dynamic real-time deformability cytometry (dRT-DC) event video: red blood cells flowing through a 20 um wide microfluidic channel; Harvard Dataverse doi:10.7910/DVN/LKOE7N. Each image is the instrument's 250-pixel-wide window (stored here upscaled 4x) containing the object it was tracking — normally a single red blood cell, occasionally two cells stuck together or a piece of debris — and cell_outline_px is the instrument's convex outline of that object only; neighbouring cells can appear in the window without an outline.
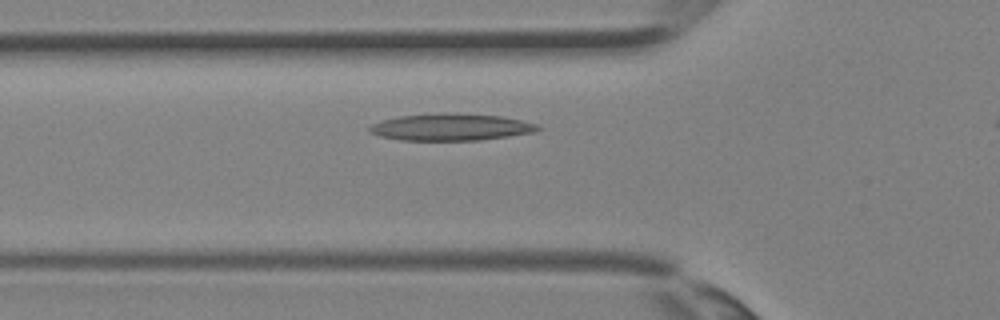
{"species": "Egyptian fruit bat (a non-hibernating species)", "species_latin": "Rousettus aegyptiacus", "temperature_condition": "room temperature", "stored_images_in_passage": 23, "camera_frame_rate_fps": 3000, "um_per_image_px": 0.085, "animal": {"sex": "female"}, "frame": {"image": 1, "passage_image": 4, "time_ms": 1.0, "image_size_px": [1000, 320], "cell_outline_px": [[540, 128], [532, 132], [508, 136], [480, 140], [400, 140], [380, 136], [368, 132], [368, 128], [372, 124], [384, 120], [400, 116], [444, 112], [500, 116], [520, 120], [536, 124]], "centroid_in_image_um": [38.27, 10.8], "position_along_channel_um": 87.5, "area_um2": 26.13}}
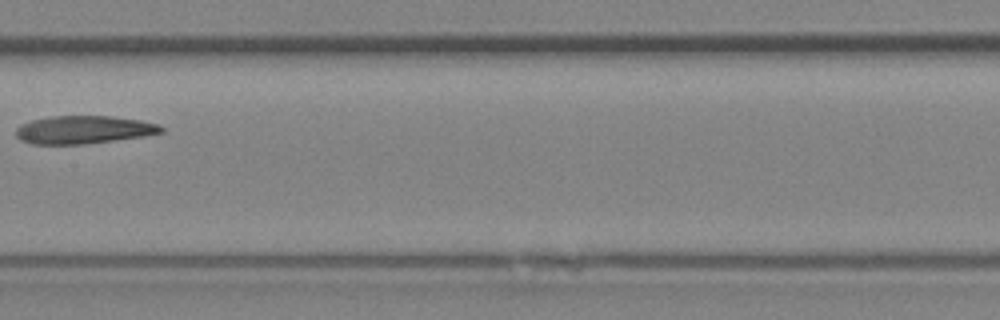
{"frame": {"image": 2, "passage_image": 10, "time_ms": 3.0, "image_size_px": [1000, 320], "cell_outline_px": [[164, 132], [144, 136], [84, 144], [32, 144], [20, 140], [16, 136], [16, 128], [20, 124], [32, 120], [52, 116], [112, 116], [140, 120], [160, 124], [164, 128]], "centroid_in_image_um": [7.12, 11.02], "position_along_channel_um": 200.3, "area_um2": 23.76}}
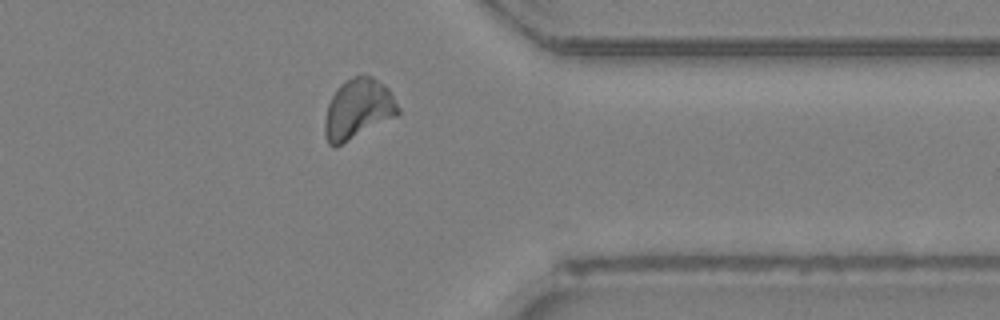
{"frame": {"image": 3, "passage_image": 20, "time_ms": 6.333, "image_size_px": [1000, 320], "cell_outline_px": [[400, 112], [396, 116], [332, 148], [328, 144], [324, 136], [324, 120], [328, 104], [332, 96], [340, 84], [344, 80], [356, 76], [372, 76], [384, 84], [388, 88], [400, 108]], "centroid_in_image_um": [30.41, 9.26], "position_along_channel_um": 381.0, "area_um2": 25.43}}